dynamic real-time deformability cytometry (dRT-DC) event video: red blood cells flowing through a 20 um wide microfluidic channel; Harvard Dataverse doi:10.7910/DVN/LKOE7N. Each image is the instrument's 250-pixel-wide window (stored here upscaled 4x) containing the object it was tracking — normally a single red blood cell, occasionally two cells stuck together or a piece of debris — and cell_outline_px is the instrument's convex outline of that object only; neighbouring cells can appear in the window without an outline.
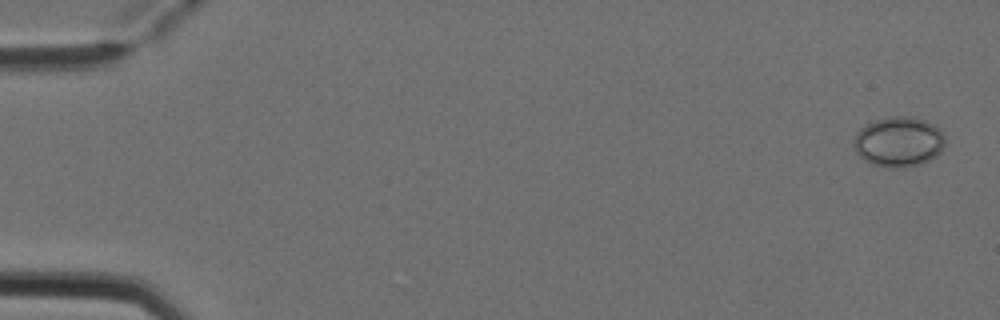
{"species": "Egyptian fruit bat (a non-hibernating species)", "species_latin": "Rousettus aegyptiacus", "temperature_condition": "cold", "stored_images_in_passage": 4, "camera_frame_rate_fps": 3000, "um_per_image_px": 0.085, "animal": {"sex": "female"}, "frame": {"image": 1, "passage_image": 1, "time_ms": 0.0, "image_size_px": [1000, 320], "cell_outline_px": [[944, 144], [940, 152], [936, 156], [920, 164], [904, 168], [892, 168], [872, 164], [864, 160], [856, 152], [856, 132], [860, 128], [876, 120], [888, 116], [912, 116], [924, 120], [940, 128], [944, 136]], "centroid_in_image_um": [76.41, 12.05], "position_along_channel_um": 8.6, "area_um2": 26.53}}